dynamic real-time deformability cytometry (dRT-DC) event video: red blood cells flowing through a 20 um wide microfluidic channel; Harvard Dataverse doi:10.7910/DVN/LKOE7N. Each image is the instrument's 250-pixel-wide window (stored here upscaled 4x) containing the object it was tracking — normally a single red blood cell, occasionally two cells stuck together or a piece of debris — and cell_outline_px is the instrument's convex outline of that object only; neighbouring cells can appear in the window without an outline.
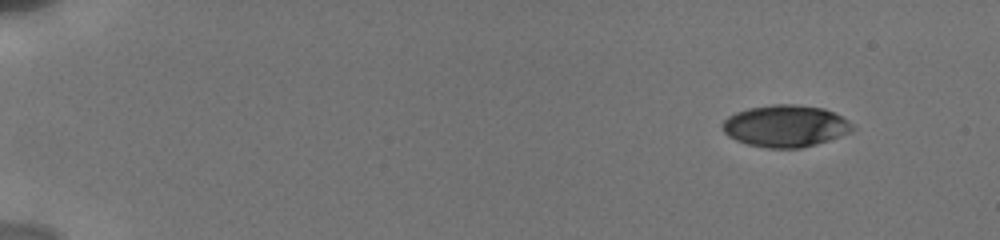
{"species": "human", "species_latin": "Homo sapiens", "temperature_condition": "cold", "stored_images_in_passage": 12, "camera_frame_rate_fps": 3000, "um_per_image_px": 0.085, "donor": {"sex": "male"}, "frame": {"image": 1, "passage_image": 2, "time_ms": 0.667, "image_size_px": [1000, 240], "cell_outline_px": [[856, 128], [840, 136], [816, 144], [800, 148], [768, 148], [748, 144], [736, 140], [728, 136], [724, 132], [720, 124], [728, 116], [736, 112], [748, 108], [772, 104], [796, 104], [824, 108], [848, 120]], "centroid_in_image_um": [66.74, 10.7], "position_along_channel_um": 18.3, "area_um2": 31.73}}
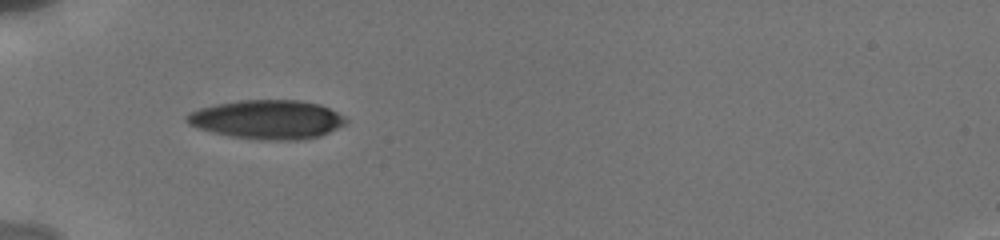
{"frame": {"image": 2, "passage_image": 8, "time_ms": 5.333, "image_size_px": [1000, 240], "cell_outline_px": [[348, 120], [344, 124], [320, 136], [300, 140], [264, 140], [232, 136], [212, 132], [196, 128], [188, 124], [184, 120], [184, 116], [188, 112], [200, 108], [216, 104], [240, 100], [300, 100], [320, 104], [344, 116]], "centroid_in_image_um": [22.67, 10.15], "position_along_channel_um": 62.3, "area_um2": 36.18}}
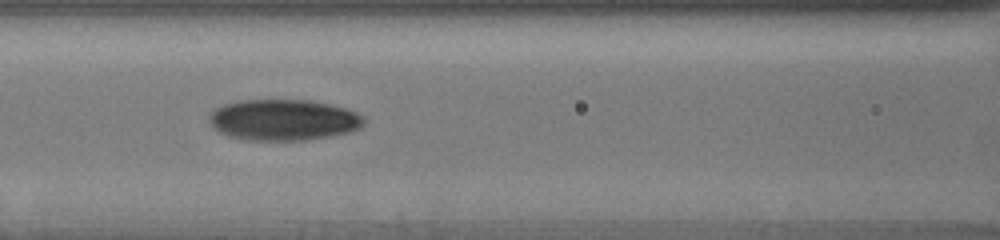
{"frame": {"image": 3, "passage_image": 11, "time_ms": 7.667, "image_size_px": [1000, 240], "cell_outline_px": [[364, 124], [360, 128], [352, 132], [332, 136], [308, 140], [244, 140], [228, 136], [220, 132], [208, 120], [208, 116], [216, 108], [224, 104], [240, 100], [312, 100], [332, 104], [348, 108], [364, 116]], "centroid_in_image_um": [24.15, 10.19], "position_along_channel_um": 142.5, "area_um2": 37.45}}